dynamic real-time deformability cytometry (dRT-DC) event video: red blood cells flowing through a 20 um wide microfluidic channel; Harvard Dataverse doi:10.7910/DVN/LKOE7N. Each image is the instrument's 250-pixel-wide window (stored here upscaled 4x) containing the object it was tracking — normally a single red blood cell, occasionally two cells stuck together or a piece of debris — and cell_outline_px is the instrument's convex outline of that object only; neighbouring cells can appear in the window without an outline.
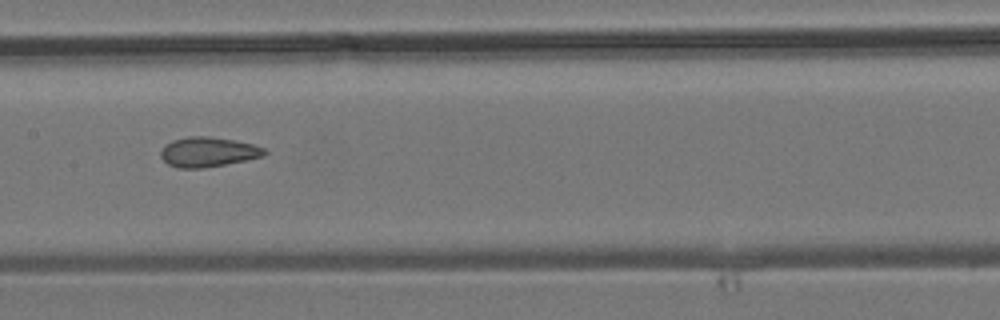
{"species": "common noctule bat (a hibernating species)", "species_latin": "Nyctalus noctula", "temperature_condition": "room temperature", "stored_images_in_passage": 7, "camera_frame_rate_fps": 3000, "um_per_image_px": 0.085, "animal": {"sex": "male", "body_mass_g": 19.2, "forearm_length_mm": 51.8}, "frame": {"image": 1, "passage_image": 7, "time_ms": 8.0, "image_size_px": [1000, 320], "cell_outline_px": [[268, 152], [264, 156], [204, 168], [176, 168], [168, 164], [160, 156], [160, 152], [164, 144], [172, 140], [188, 136], [208, 136], [236, 140], [252, 144], [264, 148]], "centroid_in_image_um": [17.65, 12.91], "position_along_channel_um": 189.7, "area_um2": 18.09}}